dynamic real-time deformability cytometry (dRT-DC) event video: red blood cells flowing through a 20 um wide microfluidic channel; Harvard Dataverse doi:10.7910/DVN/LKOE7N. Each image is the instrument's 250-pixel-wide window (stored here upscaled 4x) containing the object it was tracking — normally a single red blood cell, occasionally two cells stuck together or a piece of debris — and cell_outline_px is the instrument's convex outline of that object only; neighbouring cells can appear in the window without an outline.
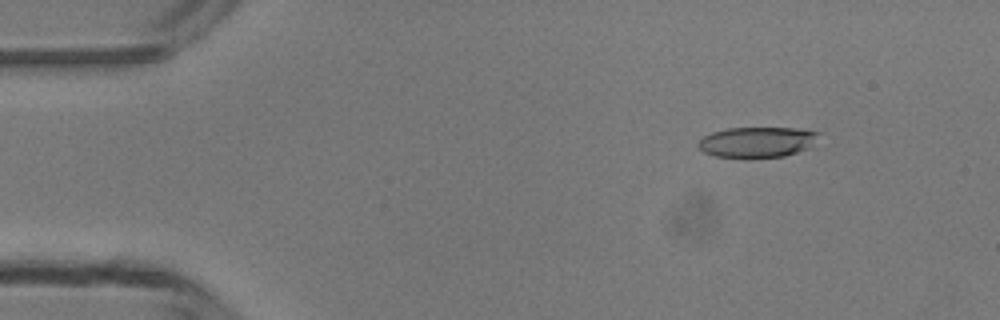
{"species": "common noctule bat (a hibernating species)", "species_latin": "Nyctalus noctula", "temperature_condition": "room temperature", "stored_images_in_passage": 4, "camera_frame_rate_fps": 3000, "um_per_image_px": 0.085, "animal": {"sex": "male", "body_mass_g": 13.3}, "frame": {"image": 1, "passage_image": 2, "time_ms": 1.0, "image_size_px": [1000, 320], "cell_outline_px": [[820, 132], [808, 148], [784, 156], [716, 156], [704, 152], [696, 144], [704, 136], [712, 132], [728, 128], [796, 128]], "centroid_in_image_um": [64.33, 12.05], "position_along_channel_um": 20.7, "area_um2": 20.75}}